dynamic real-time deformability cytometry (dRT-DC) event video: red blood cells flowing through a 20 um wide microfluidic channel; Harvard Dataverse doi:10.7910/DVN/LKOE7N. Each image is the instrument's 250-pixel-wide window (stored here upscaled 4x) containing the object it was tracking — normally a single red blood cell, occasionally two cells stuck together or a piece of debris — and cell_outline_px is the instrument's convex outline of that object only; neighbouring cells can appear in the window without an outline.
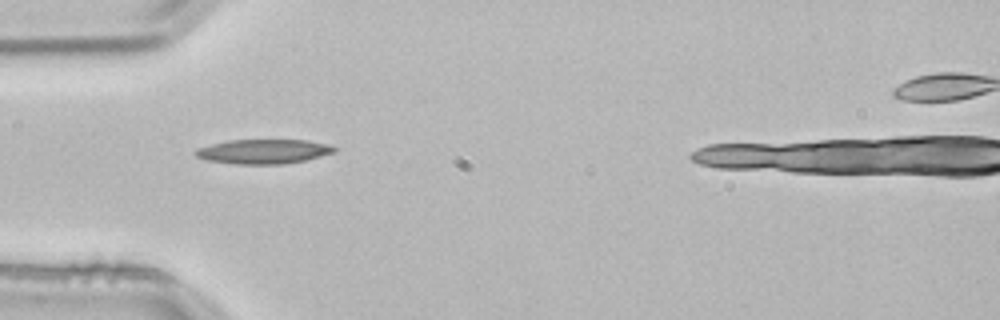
{"species": "common noctule bat (a hibernating species)", "species_latin": "Nyctalus noctula", "temperature_condition": "room temperature", "stored_images_in_passage": 34, "camera_frame_rate_fps": 3000, "um_per_image_px": 0.085, "animal": {"sex": "male", "body_mass_g": 21.5, "forearm_length_mm": 52.0}, "frame": {"image": 1, "passage_image": 1, "time_ms": 0.0, "image_size_px": [1000, 320], "cell_outline_px": [[336, 152], [304, 160], [284, 164], [232, 164], [204, 160], [196, 156], [192, 152], [196, 148], [228, 140], [304, 140], [324, 144], [336, 148]], "centroid_in_image_um": [22.3, 12.88], "position_along_channel_um": 62.7, "area_um2": 19.77}}
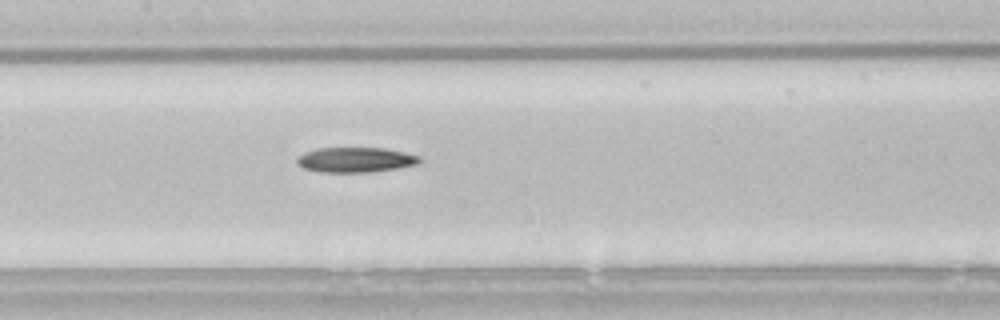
{"frame": {"image": 2, "passage_image": 10, "time_ms": 3.0, "image_size_px": [1000, 320], "cell_outline_px": [[420, 160], [416, 164], [396, 168], [368, 172], [320, 172], [304, 168], [296, 160], [296, 156], [304, 152], [316, 148], [384, 148], [404, 152], [420, 156]], "centroid_in_image_um": [30.17, 13.57], "position_along_channel_um": 177.2, "area_um2": 17.74}, "authors_computed_cell_mechanics": {"area_um2": 17.6868, "velocity_mm_per_s": 3.8513, "shape_relaxation_time_tau1_ms": 10.3684, "shape_relaxation_time_tau2_ms": null, "deformation_change_tau1": 0.1948, "deformation_change_tau2": null}}